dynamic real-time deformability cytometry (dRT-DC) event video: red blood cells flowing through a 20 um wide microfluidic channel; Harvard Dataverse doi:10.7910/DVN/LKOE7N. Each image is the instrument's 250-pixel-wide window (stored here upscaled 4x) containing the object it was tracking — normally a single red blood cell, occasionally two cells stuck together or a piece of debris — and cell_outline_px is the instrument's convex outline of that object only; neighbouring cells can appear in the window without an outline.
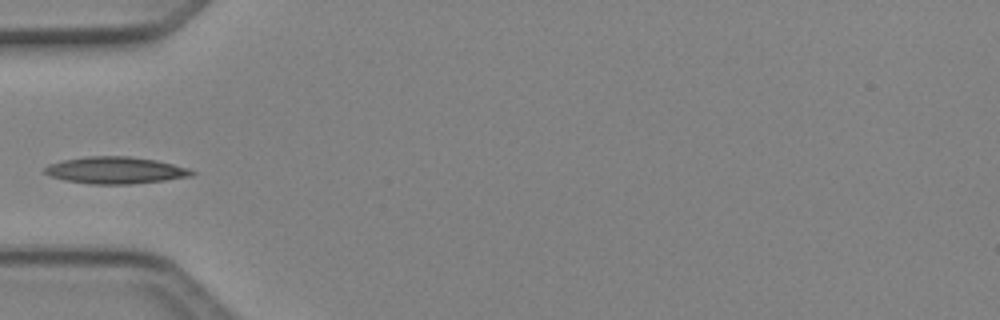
{"species": "Egyptian fruit bat (a non-hibernating species)", "species_latin": "Rousettus aegyptiacus", "temperature_condition": "cold", "stored_images_in_passage": 5, "camera_frame_rate_fps": 3000, "um_per_image_px": 0.085, "animal": {"sex": "female"}, "frame": {"image": 1, "passage_image": 4, "time_ms": 1.0, "image_size_px": [1000, 320], "cell_outline_px": [[196, 172], [192, 176], [164, 180], [132, 184], [92, 184], [64, 180], [52, 176], [44, 172], [44, 168], [48, 164], [64, 160], [88, 156], [128, 156], [156, 160], [188, 168]], "centroid_in_image_um": [9.82, 14.47], "position_along_channel_um": 75.2, "area_um2": 22.89}}
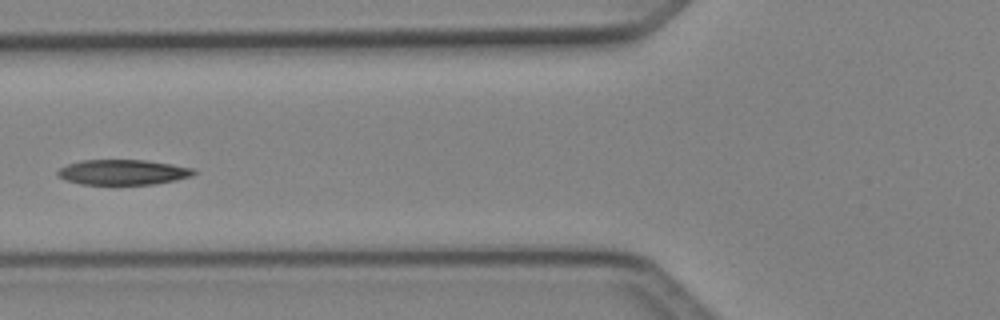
{"frame": {"image": 2, "passage_image": 5, "time_ms": 1.333, "image_size_px": [1000, 320], "cell_outline_px": [[196, 172], [192, 176], [176, 180], [152, 184], [80, 184], [64, 180], [56, 176], [56, 172], [60, 168], [68, 164], [80, 160], [148, 160], [196, 168]], "centroid_in_image_um": [10.44, 14.63], "position_along_channel_um": 115.4, "area_um2": 20.17}}